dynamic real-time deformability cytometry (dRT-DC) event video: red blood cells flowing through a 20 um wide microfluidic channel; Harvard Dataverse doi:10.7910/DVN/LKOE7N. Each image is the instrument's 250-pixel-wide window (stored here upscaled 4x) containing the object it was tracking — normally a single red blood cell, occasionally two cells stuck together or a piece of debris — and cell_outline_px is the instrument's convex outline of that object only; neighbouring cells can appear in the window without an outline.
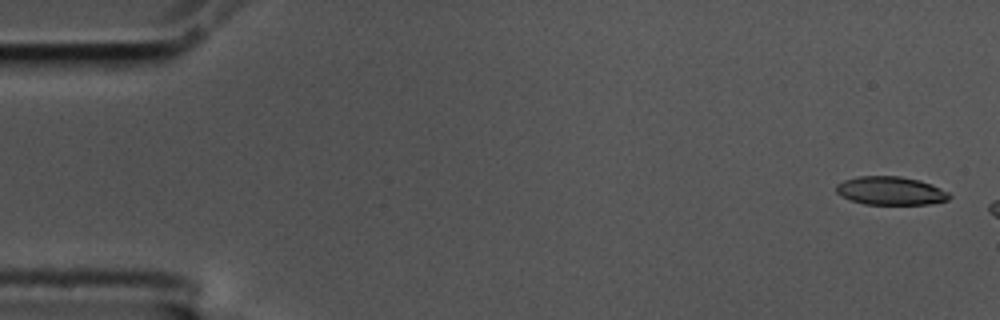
{"species": "common noctule bat (a hibernating species)", "species_latin": "Nyctalus noctula", "temperature_condition": "cold", "stored_images_in_passage": 3, "camera_frame_rate_fps": 3000, "um_per_image_px": 0.085, "animal": {"sex": "male", "body_mass_g": 17.5, "forearm_length_mm": 52.3}, "frame": {"image": 1, "passage_image": 1, "time_ms": 0.0, "image_size_px": [1000, 320], "cell_outline_px": [[952, 196], [948, 200], [928, 204], [864, 204], [840, 196], [836, 192], [836, 184], [844, 180], [856, 176], [900, 176], [920, 180], [932, 184], [948, 192]], "centroid_in_image_um": [75.69, 16.21], "position_along_channel_um": 9.3, "area_um2": 18.79}}